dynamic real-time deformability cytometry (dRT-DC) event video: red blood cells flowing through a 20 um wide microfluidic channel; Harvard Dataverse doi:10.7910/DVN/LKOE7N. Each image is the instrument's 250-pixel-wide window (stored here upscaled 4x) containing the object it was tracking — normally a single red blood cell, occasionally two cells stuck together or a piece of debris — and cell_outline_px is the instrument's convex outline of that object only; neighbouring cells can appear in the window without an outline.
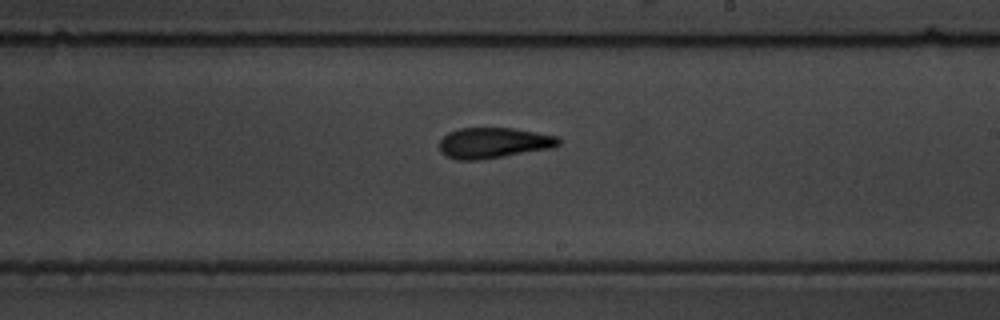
{"species": "common noctule bat (a hibernating species)", "species_latin": "Nyctalus noctula", "temperature_condition": "warm", "stored_images_in_passage": 10, "camera_frame_rate_fps": 3000, "um_per_image_px": 0.085, "animal": {"sex": "male", "body_mass_g": 19.5, "forearm_length_mm": 54.6}, "frame": {"image": 1, "passage_image": 10, "time_ms": 11.333, "image_size_px": [1000, 320], "cell_outline_px": [[560, 144], [552, 148], [476, 160], [456, 160], [444, 156], [440, 152], [440, 140], [448, 132], [460, 128], [512, 128], [536, 132], [556, 136], [560, 140]], "centroid_in_image_um": [41.91, 12.14], "position_along_channel_um": 247.1, "area_um2": 21.15}}